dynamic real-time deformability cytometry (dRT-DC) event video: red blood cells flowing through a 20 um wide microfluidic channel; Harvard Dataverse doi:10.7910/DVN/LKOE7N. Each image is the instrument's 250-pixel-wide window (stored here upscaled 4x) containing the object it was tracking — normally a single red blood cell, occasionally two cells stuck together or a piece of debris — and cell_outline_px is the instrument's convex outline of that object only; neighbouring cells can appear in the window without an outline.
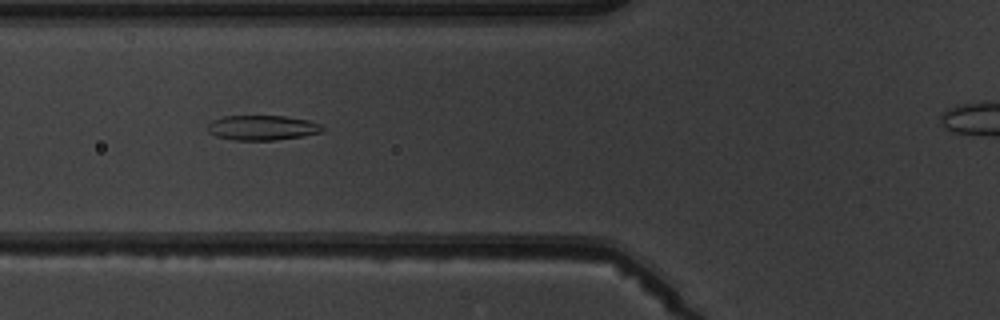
{"species": "common noctule bat (a hibernating species)", "species_latin": "Nyctalus noctula", "temperature_condition": "warm", "stored_images_in_passage": 7, "camera_frame_rate_fps": 3000, "um_per_image_px": 0.085, "animal": {"sex": "male", "body_mass_g": 19.5, "forearm_length_mm": 54.6}, "frame": {"image": 1, "passage_image": 4, "time_ms": 3.333, "image_size_px": [1000, 320], "cell_outline_px": [[324, 128], [320, 132], [300, 136], [272, 140], [232, 140], [216, 136], [208, 132], [208, 124], [212, 120], [224, 116], [284, 116], [308, 120], [320, 124]], "centroid_in_image_um": [22.24, 10.85], "position_along_channel_um": 103.6, "area_um2": 16.47}}
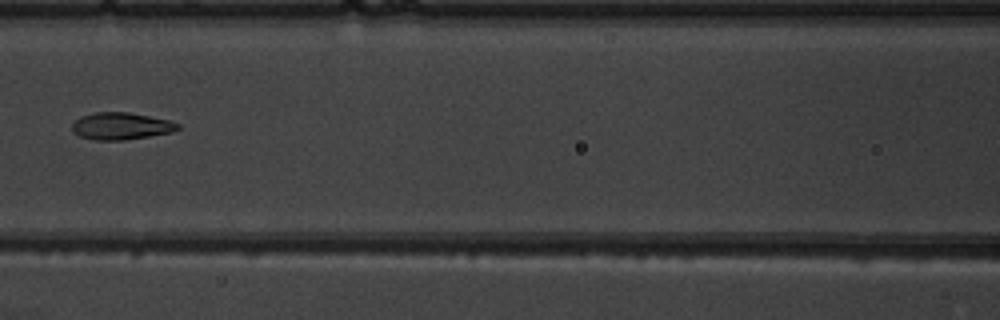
{"frame": {"image": 2, "passage_image": 5, "time_ms": 4.667, "image_size_px": [1000, 320], "cell_outline_px": [[180, 128], [172, 132], [124, 140], [96, 140], [80, 136], [72, 132], [72, 124], [80, 116], [96, 112], [128, 112], [168, 120], [180, 124]], "centroid_in_image_um": [10.27, 10.71], "position_along_channel_um": 156.3, "area_um2": 16.59}}
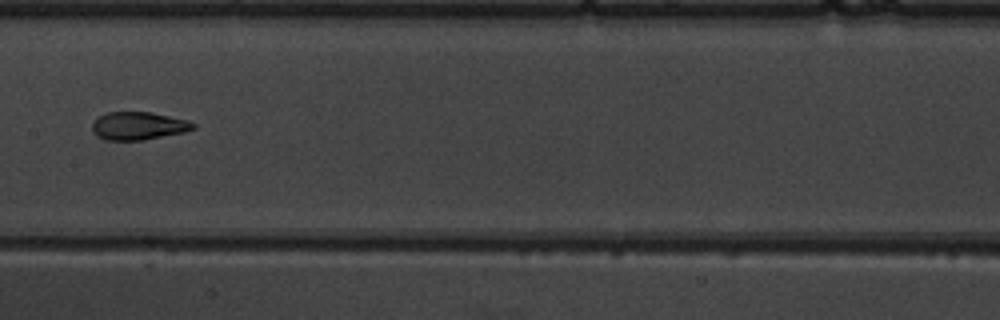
{"frame": {"image": 3, "passage_image": 6, "time_ms": 5.667, "image_size_px": [1000, 320], "cell_outline_px": [[196, 128], [184, 132], [144, 140], [104, 140], [96, 136], [92, 132], [92, 124], [100, 116], [108, 112], [152, 112], [188, 120], [196, 124]], "centroid_in_image_um": [11.77, 10.7], "position_along_channel_um": 195.6, "area_um2": 16.53}}